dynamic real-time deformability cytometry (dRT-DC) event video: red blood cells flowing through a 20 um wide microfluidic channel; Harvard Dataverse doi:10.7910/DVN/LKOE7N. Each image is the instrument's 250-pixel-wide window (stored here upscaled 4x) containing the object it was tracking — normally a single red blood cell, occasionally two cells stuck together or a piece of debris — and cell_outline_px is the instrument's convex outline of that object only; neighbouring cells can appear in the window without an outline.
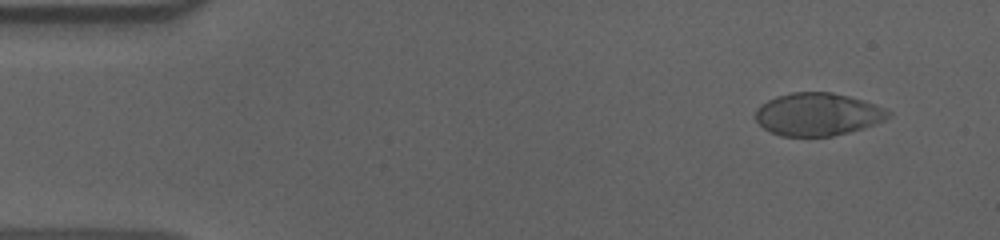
{"species": "human", "species_latin": "Homo sapiens", "temperature_condition": "cold", "stored_images_in_passage": 53, "camera_frame_rate_fps": 3000, "um_per_image_px": 0.085, "donor": {"sex": "male"}, "frame": {"image": 1, "passage_image": 2, "time_ms": 0.333, "image_size_px": [1000, 240], "cell_outline_px": [[892, 112], [884, 120], [864, 128], [832, 136], [780, 136], [764, 128], [756, 120], [756, 108], [760, 104], [776, 96], [792, 92], [832, 92], [848, 96], [884, 108]], "centroid_in_image_um": [69.47, 9.71], "position_along_channel_um": 15.5, "area_um2": 32.83}}
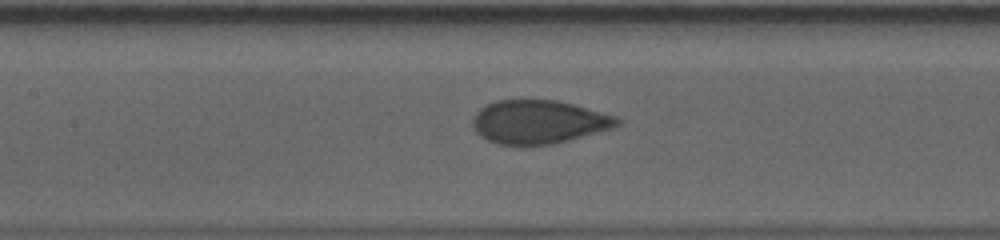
{"frame": {"image": 2, "passage_image": 23, "time_ms": 7.333, "image_size_px": [1000, 240], "cell_outline_px": [[620, 124], [616, 128], [552, 144], [520, 148], [496, 144], [480, 136], [476, 132], [472, 124], [472, 116], [480, 108], [496, 100], [556, 100], [572, 104], [616, 116], [620, 120]], "centroid_in_image_um": [45.76, 10.4], "position_along_channel_um": 161.6, "area_um2": 37.34}}
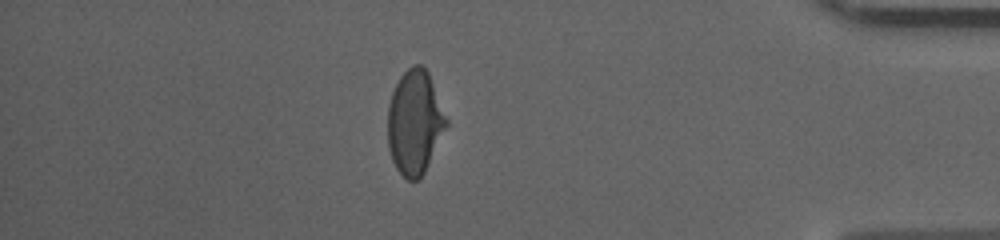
{"frame": {"image": 3, "passage_image": 46, "time_ms": 15.0, "image_size_px": [1000, 240], "cell_outline_px": [[448, 124], [420, 180], [408, 180], [396, 168], [392, 160], [388, 148], [388, 104], [392, 92], [400, 76], [412, 64], [420, 64], [428, 72], [448, 120]], "centroid_in_image_um": [35.24, 10.39], "position_along_channel_um": 400.0, "area_um2": 35.37}, "authors_computed_cell_mechanics": {"area_um2": 36.992, "velocity_mm_per_s": 3.6195, "shape_relaxation_time_tau1_ms": 5.8482, "shape_relaxation_time_tau2_ms": null, "deformation_change_tau1": 0.1801, "deformation_change_tau2": null}}